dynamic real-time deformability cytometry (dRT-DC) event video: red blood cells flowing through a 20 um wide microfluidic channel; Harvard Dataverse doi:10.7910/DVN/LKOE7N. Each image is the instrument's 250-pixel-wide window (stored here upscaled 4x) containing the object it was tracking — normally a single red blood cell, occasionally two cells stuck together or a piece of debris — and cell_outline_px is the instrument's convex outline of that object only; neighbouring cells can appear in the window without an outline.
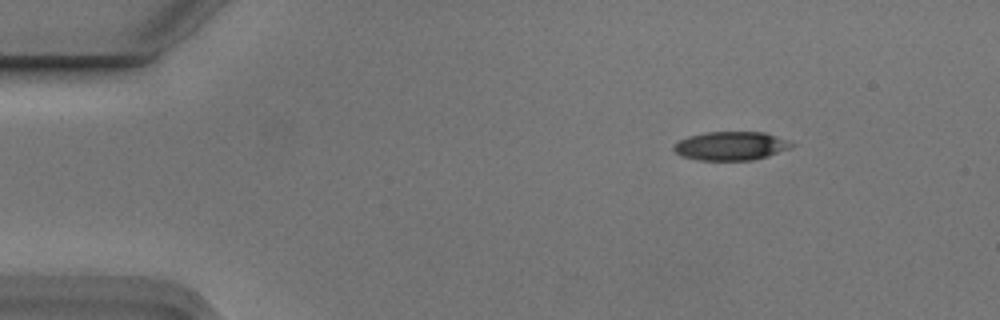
{"species": "Egyptian fruit bat (a non-hibernating species)", "species_latin": "Rousettus aegyptiacus", "temperature_condition": "cold", "stored_images_in_passage": 3, "camera_frame_rate_fps": 3000, "um_per_image_px": 0.085, "animal": {"sex": "male"}, "frame": {"image": 1, "passage_image": 1, "time_ms": 0.0, "image_size_px": [1000, 320], "cell_outline_px": [[796, 144], [788, 148], [768, 156], [752, 160], [700, 160], [680, 156], [672, 148], [672, 144], [688, 136], [708, 132], [764, 132]], "centroid_in_image_um": [62.07, 12.4], "position_along_channel_um": 22.9, "area_um2": 19.54}}